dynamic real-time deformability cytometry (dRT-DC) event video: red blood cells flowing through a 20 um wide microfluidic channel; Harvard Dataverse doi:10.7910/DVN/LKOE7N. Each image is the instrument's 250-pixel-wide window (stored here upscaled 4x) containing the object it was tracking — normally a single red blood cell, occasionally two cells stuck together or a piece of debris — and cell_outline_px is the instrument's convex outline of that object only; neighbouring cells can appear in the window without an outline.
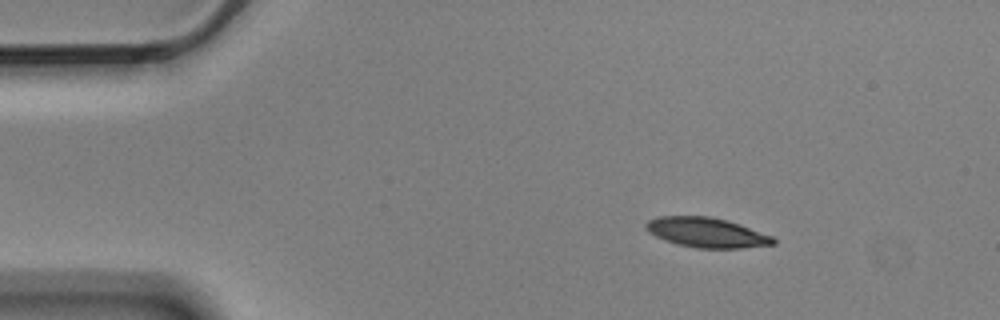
{"species": "Egyptian fruit bat (a non-hibernating species)", "species_latin": "Rousettus aegyptiacus", "temperature_condition": "cold", "stored_images_in_passage": 4, "camera_frame_rate_fps": 3000, "um_per_image_px": 0.085, "animal": {"sex": "male"}, "frame": {"image": 1, "passage_image": 1, "time_ms": 0.0, "image_size_px": [1000, 320], "cell_outline_px": [[776, 244], [740, 248], [696, 248], [676, 244], [664, 240], [648, 232], [644, 228], [644, 224], [648, 220], [656, 216], [708, 216], [728, 220], [740, 224], [772, 236], [776, 240]], "centroid_in_image_um": [60.03, 19.76], "position_along_channel_um": 25.0, "area_um2": 22.31}}
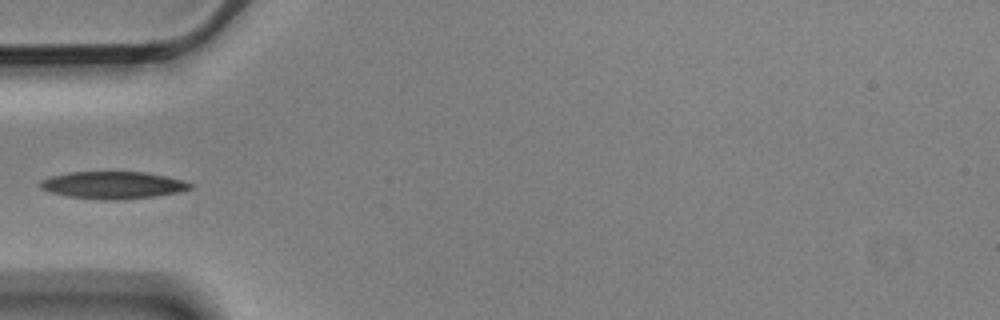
{"frame": {"image": 2, "passage_image": 4, "time_ms": 1.0, "image_size_px": [1000, 320], "cell_outline_px": [[192, 188], [176, 192], [152, 196], [120, 200], [96, 200], [68, 196], [52, 192], [40, 188], [36, 184], [40, 180], [48, 176], [68, 172], [144, 172], [168, 176], [192, 184]], "centroid_in_image_um": [9.51, 15.73], "position_along_channel_um": 75.5, "area_um2": 23.87}}